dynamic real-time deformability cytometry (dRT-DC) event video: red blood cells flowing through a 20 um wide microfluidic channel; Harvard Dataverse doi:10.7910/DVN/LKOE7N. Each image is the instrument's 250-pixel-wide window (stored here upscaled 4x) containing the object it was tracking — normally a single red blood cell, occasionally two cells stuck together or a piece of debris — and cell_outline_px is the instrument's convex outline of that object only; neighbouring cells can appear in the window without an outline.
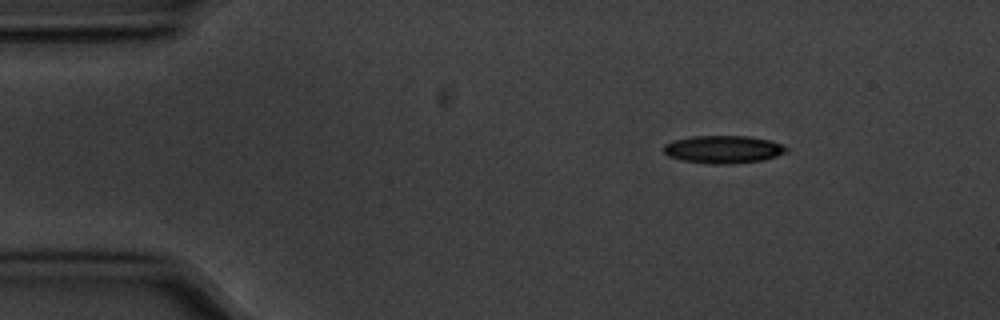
{"species": "common noctule bat (a hibernating species)", "species_latin": "Nyctalus noctula", "temperature_condition": "cold", "stored_images_in_passage": 4, "camera_frame_rate_fps": 3000, "um_per_image_px": 0.085, "animal": {"sex": "male", "body_mass_g": 20.1, "forearm_length_mm": 53.5}, "frame": {"image": 1, "passage_image": 1, "time_ms": 0.0, "image_size_px": [1000, 320], "cell_outline_px": [[788, 152], [764, 160], [732, 164], [712, 164], [684, 160], [668, 156], [664, 152], [664, 144], [676, 140], [692, 136], [748, 136], [768, 140], [780, 144], [788, 148]], "centroid_in_image_um": [61.5, 12.7], "position_along_channel_um": 23.5, "area_um2": 19.71}}
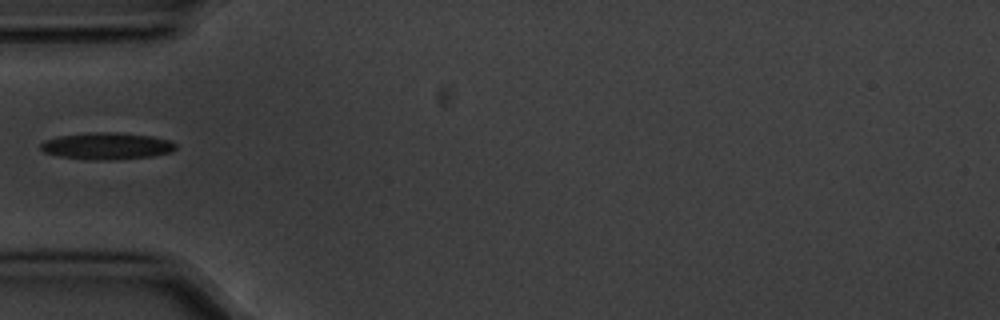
{"frame": {"image": 2, "passage_image": 4, "time_ms": 1.0, "image_size_px": [1000, 320], "cell_outline_px": [[176, 148], [172, 152], [152, 156], [112, 160], [84, 160], [56, 156], [44, 152], [40, 148], [40, 144], [44, 140], [56, 136], [88, 132], [116, 132], [152, 136], [172, 140], [176, 144]], "centroid_in_image_um": [9.05, 12.41], "position_along_channel_um": 75.9, "area_um2": 21.62}}